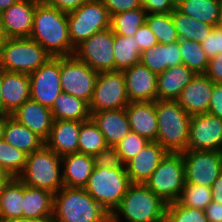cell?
I'll return each instance as SVG.
<instances>
[{
  "instance_id": "obj_28",
  "label": "cell",
  "mask_w": 222,
  "mask_h": 222,
  "mask_svg": "<svg viewBox=\"0 0 222 222\" xmlns=\"http://www.w3.org/2000/svg\"><path fill=\"white\" fill-rule=\"evenodd\" d=\"M139 62L156 74L182 64L179 41L170 44L158 43L144 50L140 53Z\"/></svg>"
},
{
  "instance_id": "obj_5",
  "label": "cell",
  "mask_w": 222,
  "mask_h": 222,
  "mask_svg": "<svg viewBox=\"0 0 222 222\" xmlns=\"http://www.w3.org/2000/svg\"><path fill=\"white\" fill-rule=\"evenodd\" d=\"M17 178L27 186L55 194L64 186L62 159L44 144L27 155L26 166Z\"/></svg>"
},
{
  "instance_id": "obj_55",
  "label": "cell",
  "mask_w": 222,
  "mask_h": 222,
  "mask_svg": "<svg viewBox=\"0 0 222 222\" xmlns=\"http://www.w3.org/2000/svg\"><path fill=\"white\" fill-rule=\"evenodd\" d=\"M20 0H0V14L8 9L12 4L19 2Z\"/></svg>"
},
{
  "instance_id": "obj_22",
  "label": "cell",
  "mask_w": 222,
  "mask_h": 222,
  "mask_svg": "<svg viewBox=\"0 0 222 222\" xmlns=\"http://www.w3.org/2000/svg\"><path fill=\"white\" fill-rule=\"evenodd\" d=\"M81 121L53 120L45 145L58 156L78 153Z\"/></svg>"
},
{
  "instance_id": "obj_56",
  "label": "cell",
  "mask_w": 222,
  "mask_h": 222,
  "mask_svg": "<svg viewBox=\"0 0 222 222\" xmlns=\"http://www.w3.org/2000/svg\"><path fill=\"white\" fill-rule=\"evenodd\" d=\"M4 72H5V70L0 65V114H2V92H1V87H2V80H3Z\"/></svg>"
},
{
  "instance_id": "obj_20",
  "label": "cell",
  "mask_w": 222,
  "mask_h": 222,
  "mask_svg": "<svg viewBox=\"0 0 222 222\" xmlns=\"http://www.w3.org/2000/svg\"><path fill=\"white\" fill-rule=\"evenodd\" d=\"M2 114L12 115L30 99L29 74L5 71L2 80Z\"/></svg>"
},
{
  "instance_id": "obj_13",
  "label": "cell",
  "mask_w": 222,
  "mask_h": 222,
  "mask_svg": "<svg viewBox=\"0 0 222 222\" xmlns=\"http://www.w3.org/2000/svg\"><path fill=\"white\" fill-rule=\"evenodd\" d=\"M113 31H100L75 48L74 56L97 72L115 71Z\"/></svg>"
},
{
  "instance_id": "obj_14",
  "label": "cell",
  "mask_w": 222,
  "mask_h": 222,
  "mask_svg": "<svg viewBox=\"0 0 222 222\" xmlns=\"http://www.w3.org/2000/svg\"><path fill=\"white\" fill-rule=\"evenodd\" d=\"M30 98L43 106L52 108L62 93L60 57H52L36 71L29 74Z\"/></svg>"
},
{
  "instance_id": "obj_59",
  "label": "cell",
  "mask_w": 222,
  "mask_h": 222,
  "mask_svg": "<svg viewBox=\"0 0 222 222\" xmlns=\"http://www.w3.org/2000/svg\"><path fill=\"white\" fill-rule=\"evenodd\" d=\"M3 39H4V37H3L2 32L0 30V51H1V44H2Z\"/></svg>"
},
{
  "instance_id": "obj_33",
  "label": "cell",
  "mask_w": 222,
  "mask_h": 222,
  "mask_svg": "<svg viewBox=\"0 0 222 222\" xmlns=\"http://www.w3.org/2000/svg\"><path fill=\"white\" fill-rule=\"evenodd\" d=\"M115 70L123 71L140 61V46L134 36L113 33Z\"/></svg>"
},
{
  "instance_id": "obj_39",
  "label": "cell",
  "mask_w": 222,
  "mask_h": 222,
  "mask_svg": "<svg viewBox=\"0 0 222 222\" xmlns=\"http://www.w3.org/2000/svg\"><path fill=\"white\" fill-rule=\"evenodd\" d=\"M27 154L11 146L4 139L0 140V168L11 177H18L24 170Z\"/></svg>"
},
{
  "instance_id": "obj_45",
  "label": "cell",
  "mask_w": 222,
  "mask_h": 222,
  "mask_svg": "<svg viewBox=\"0 0 222 222\" xmlns=\"http://www.w3.org/2000/svg\"><path fill=\"white\" fill-rule=\"evenodd\" d=\"M110 16L142 8L141 0H101Z\"/></svg>"
},
{
  "instance_id": "obj_21",
  "label": "cell",
  "mask_w": 222,
  "mask_h": 222,
  "mask_svg": "<svg viewBox=\"0 0 222 222\" xmlns=\"http://www.w3.org/2000/svg\"><path fill=\"white\" fill-rule=\"evenodd\" d=\"M11 116L36 133L44 141L48 138L53 124V116L50 108L30 98Z\"/></svg>"
},
{
  "instance_id": "obj_41",
  "label": "cell",
  "mask_w": 222,
  "mask_h": 222,
  "mask_svg": "<svg viewBox=\"0 0 222 222\" xmlns=\"http://www.w3.org/2000/svg\"><path fill=\"white\" fill-rule=\"evenodd\" d=\"M164 222H208L204 210L186 207L179 201L166 207Z\"/></svg>"
},
{
  "instance_id": "obj_6",
  "label": "cell",
  "mask_w": 222,
  "mask_h": 222,
  "mask_svg": "<svg viewBox=\"0 0 222 222\" xmlns=\"http://www.w3.org/2000/svg\"><path fill=\"white\" fill-rule=\"evenodd\" d=\"M52 56L31 38H4L0 65L8 72L31 74Z\"/></svg>"
},
{
  "instance_id": "obj_31",
  "label": "cell",
  "mask_w": 222,
  "mask_h": 222,
  "mask_svg": "<svg viewBox=\"0 0 222 222\" xmlns=\"http://www.w3.org/2000/svg\"><path fill=\"white\" fill-rule=\"evenodd\" d=\"M176 8L203 23L219 25L220 0H176Z\"/></svg>"
},
{
  "instance_id": "obj_9",
  "label": "cell",
  "mask_w": 222,
  "mask_h": 222,
  "mask_svg": "<svg viewBox=\"0 0 222 222\" xmlns=\"http://www.w3.org/2000/svg\"><path fill=\"white\" fill-rule=\"evenodd\" d=\"M69 35L76 48L97 32L111 28V16L101 0H88L67 13Z\"/></svg>"
},
{
  "instance_id": "obj_1",
  "label": "cell",
  "mask_w": 222,
  "mask_h": 222,
  "mask_svg": "<svg viewBox=\"0 0 222 222\" xmlns=\"http://www.w3.org/2000/svg\"><path fill=\"white\" fill-rule=\"evenodd\" d=\"M29 38L39 43L52 57L73 56L67 13L39 1L35 7Z\"/></svg>"
},
{
  "instance_id": "obj_15",
  "label": "cell",
  "mask_w": 222,
  "mask_h": 222,
  "mask_svg": "<svg viewBox=\"0 0 222 222\" xmlns=\"http://www.w3.org/2000/svg\"><path fill=\"white\" fill-rule=\"evenodd\" d=\"M187 150L222 152V119L209 113L191 116Z\"/></svg>"
},
{
  "instance_id": "obj_42",
  "label": "cell",
  "mask_w": 222,
  "mask_h": 222,
  "mask_svg": "<svg viewBox=\"0 0 222 222\" xmlns=\"http://www.w3.org/2000/svg\"><path fill=\"white\" fill-rule=\"evenodd\" d=\"M149 141L138 133L131 131L115 147L126 165L137 155Z\"/></svg>"
},
{
  "instance_id": "obj_16",
  "label": "cell",
  "mask_w": 222,
  "mask_h": 222,
  "mask_svg": "<svg viewBox=\"0 0 222 222\" xmlns=\"http://www.w3.org/2000/svg\"><path fill=\"white\" fill-rule=\"evenodd\" d=\"M39 1L20 0L0 14V30L4 38H29Z\"/></svg>"
},
{
  "instance_id": "obj_30",
  "label": "cell",
  "mask_w": 222,
  "mask_h": 222,
  "mask_svg": "<svg viewBox=\"0 0 222 222\" xmlns=\"http://www.w3.org/2000/svg\"><path fill=\"white\" fill-rule=\"evenodd\" d=\"M53 120L87 121L91 114L89 104L76 96L62 92L51 108Z\"/></svg>"
},
{
  "instance_id": "obj_23",
  "label": "cell",
  "mask_w": 222,
  "mask_h": 222,
  "mask_svg": "<svg viewBox=\"0 0 222 222\" xmlns=\"http://www.w3.org/2000/svg\"><path fill=\"white\" fill-rule=\"evenodd\" d=\"M90 118L103 133L108 146L115 147L130 132L125 109L98 111Z\"/></svg>"
},
{
  "instance_id": "obj_54",
  "label": "cell",
  "mask_w": 222,
  "mask_h": 222,
  "mask_svg": "<svg viewBox=\"0 0 222 222\" xmlns=\"http://www.w3.org/2000/svg\"><path fill=\"white\" fill-rule=\"evenodd\" d=\"M0 222H52V221H38L35 219H29L26 217H18V218H11V219H0Z\"/></svg>"
},
{
  "instance_id": "obj_18",
  "label": "cell",
  "mask_w": 222,
  "mask_h": 222,
  "mask_svg": "<svg viewBox=\"0 0 222 222\" xmlns=\"http://www.w3.org/2000/svg\"><path fill=\"white\" fill-rule=\"evenodd\" d=\"M213 86L206 74H196L176 101L190 116L208 113Z\"/></svg>"
},
{
  "instance_id": "obj_4",
  "label": "cell",
  "mask_w": 222,
  "mask_h": 222,
  "mask_svg": "<svg viewBox=\"0 0 222 222\" xmlns=\"http://www.w3.org/2000/svg\"><path fill=\"white\" fill-rule=\"evenodd\" d=\"M156 142L168 152L187 150L189 122L191 116L176 100H156Z\"/></svg>"
},
{
  "instance_id": "obj_27",
  "label": "cell",
  "mask_w": 222,
  "mask_h": 222,
  "mask_svg": "<svg viewBox=\"0 0 222 222\" xmlns=\"http://www.w3.org/2000/svg\"><path fill=\"white\" fill-rule=\"evenodd\" d=\"M54 194L23 184V217L52 221Z\"/></svg>"
},
{
  "instance_id": "obj_8",
  "label": "cell",
  "mask_w": 222,
  "mask_h": 222,
  "mask_svg": "<svg viewBox=\"0 0 222 222\" xmlns=\"http://www.w3.org/2000/svg\"><path fill=\"white\" fill-rule=\"evenodd\" d=\"M144 184L166 204L177 202L186 184L182 152H168Z\"/></svg>"
},
{
  "instance_id": "obj_7",
  "label": "cell",
  "mask_w": 222,
  "mask_h": 222,
  "mask_svg": "<svg viewBox=\"0 0 222 222\" xmlns=\"http://www.w3.org/2000/svg\"><path fill=\"white\" fill-rule=\"evenodd\" d=\"M131 184L126 168H94L84 189L111 215Z\"/></svg>"
},
{
  "instance_id": "obj_50",
  "label": "cell",
  "mask_w": 222,
  "mask_h": 222,
  "mask_svg": "<svg viewBox=\"0 0 222 222\" xmlns=\"http://www.w3.org/2000/svg\"><path fill=\"white\" fill-rule=\"evenodd\" d=\"M46 4L57 8L65 13H70L78 9L84 2L88 0H43Z\"/></svg>"
},
{
  "instance_id": "obj_25",
  "label": "cell",
  "mask_w": 222,
  "mask_h": 222,
  "mask_svg": "<svg viewBox=\"0 0 222 222\" xmlns=\"http://www.w3.org/2000/svg\"><path fill=\"white\" fill-rule=\"evenodd\" d=\"M61 159L64 186L69 188H84L95 168L93 156L73 153L65 155Z\"/></svg>"
},
{
  "instance_id": "obj_58",
  "label": "cell",
  "mask_w": 222,
  "mask_h": 222,
  "mask_svg": "<svg viewBox=\"0 0 222 222\" xmlns=\"http://www.w3.org/2000/svg\"><path fill=\"white\" fill-rule=\"evenodd\" d=\"M219 25L222 26V0H220V22Z\"/></svg>"
},
{
  "instance_id": "obj_47",
  "label": "cell",
  "mask_w": 222,
  "mask_h": 222,
  "mask_svg": "<svg viewBox=\"0 0 222 222\" xmlns=\"http://www.w3.org/2000/svg\"><path fill=\"white\" fill-rule=\"evenodd\" d=\"M134 37H136V42L140 46V53L158 44L156 36L153 34L146 22L138 28Z\"/></svg>"
},
{
  "instance_id": "obj_44",
  "label": "cell",
  "mask_w": 222,
  "mask_h": 222,
  "mask_svg": "<svg viewBox=\"0 0 222 222\" xmlns=\"http://www.w3.org/2000/svg\"><path fill=\"white\" fill-rule=\"evenodd\" d=\"M201 46L208 58L222 53V26H214L211 33L201 42Z\"/></svg>"
},
{
  "instance_id": "obj_37",
  "label": "cell",
  "mask_w": 222,
  "mask_h": 222,
  "mask_svg": "<svg viewBox=\"0 0 222 222\" xmlns=\"http://www.w3.org/2000/svg\"><path fill=\"white\" fill-rule=\"evenodd\" d=\"M146 23L156 36L158 43L170 44L179 41L171 13L147 14Z\"/></svg>"
},
{
  "instance_id": "obj_46",
  "label": "cell",
  "mask_w": 222,
  "mask_h": 222,
  "mask_svg": "<svg viewBox=\"0 0 222 222\" xmlns=\"http://www.w3.org/2000/svg\"><path fill=\"white\" fill-rule=\"evenodd\" d=\"M141 4L147 14L172 13L176 8V0H141Z\"/></svg>"
},
{
  "instance_id": "obj_35",
  "label": "cell",
  "mask_w": 222,
  "mask_h": 222,
  "mask_svg": "<svg viewBox=\"0 0 222 222\" xmlns=\"http://www.w3.org/2000/svg\"><path fill=\"white\" fill-rule=\"evenodd\" d=\"M108 147L103 133L90 118L83 121L79 133L78 153L94 156Z\"/></svg>"
},
{
  "instance_id": "obj_24",
  "label": "cell",
  "mask_w": 222,
  "mask_h": 222,
  "mask_svg": "<svg viewBox=\"0 0 222 222\" xmlns=\"http://www.w3.org/2000/svg\"><path fill=\"white\" fill-rule=\"evenodd\" d=\"M125 111L130 130L138 133L148 141H156L158 127L155 101L129 102Z\"/></svg>"
},
{
  "instance_id": "obj_48",
  "label": "cell",
  "mask_w": 222,
  "mask_h": 222,
  "mask_svg": "<svg viewBox=\"0 0 222 222\" xmlns=\"http://www.w3.org/2000/svg\"><path fill=\"white\" fill-rule=\"evenodd\" d=\"M208 113L222 119V83H214Z\"/></svg>"
},
{
  "instance_id": "obj_17",
  "label": "cell",
  "mask_w": 222,
  "mask_h": 222,
  "mask_svg": "<svg viewBox=\"0 0 222 222\" xmlns=\"http://www.w3.org/2000/svg\"><path fill=\"white\" fill-rule=\"evenodd\" d=\"M126 80V92L130 102H145L157 100L158 74L150 71L138 62L123 70Z\"/></svg>"
},
{
  "instance_id": "obj_29",
  "label": "cell",
  "mask_w": 222,
  "mask_h": 222,
  "mask_svg": "<svg viewBox=\"0 0 222 222\" xmlns=\"http://www.w3.org/2000/svg\"><path fill=\"white\" fill-rule=\"evenodd\" d=\"M3 139L27 155L39 150L45 144V141L36 133L7 114H5Z\"/></svg>"
},
{
  "instance_id": "obj_19",
  "label": "cell",
  "mask_w": 222,
  "mask_h": 222,
  "mask_svg": "<svg viewBox=\"0 0 222 222\" xmlns=\"http://www.w3.org/2000/svg\"><path fill=\"white\" fill-rule=\"evenodd\" d=\"M168 151L156 141H149L125 166L132 184H144Z\"/></svg>"
},
{
  "instance_id": "obj_12",
  "label": "cell",
  "mask_w": 222,
  "mask_h": 222,
  "mask_svg": "<svg viewBox=\"0 0 222 222\" xmlns=\"http://www.w3.org/2000/svg\"><path fill=\"white\" fill-rule=\"evenodd\" d=\"M186 184L211 187L222 172V152L212 150L182 151Z\"/></svg>"
},
{
  "instance_id": "obj_34",
  "label": "cell",
  "mask_w": 222,
  "mask_h": 222,
  "mask_svg": "<svg viewBox=\"0 0 222 222\" xmlns=\"http://www.w3.org/2000/svg\"><path fill=\"white\" fill-rule=\"evenodd\" d=\"M171 14L179 39L201 43L213 30L214 26L198 21L177 8Z\"/></svg>"
},
{
  "instance_id": "obj_43",
  "label": "cell",
  "mask_w": 222,
  "mask_h": 222,
  "mask_svg": "<svg viewBox=\"0 0 222 222\" xmlns=\"http://www.w3.org/2000/svg\"><path fill=\"white\" fill-rule=\"evenodd\" d=\"M93 158L95 168H126L116 147L108 146L96 153Z\"/></svg>"
},
{
  "instance_id": "obj_2",
  "label": "cell",
  "mask_w": 222,
  "mask_h": 222,
  "mask_svg": "<svg viewBox=\"0 0 222 222\" xmlns=\"http://www.w3.org/2000/svg\"><path fill=\"white\" fill-rule=\"evenodd\" d=\"M110 214L84 188L63 186L54 194L52 222H108Z\"/></svg>"
},
{
  "instance_id": "obj_11",
  "label": "cell",
  "mask_w": 222,
  "mask_h": 222,
  "mask_svg": "<svg viewBox=\"0 0 222 222\" xmlns=\"http://www.w3.org/2000/svg\"><path fill=\"white\" fill-rule=\"evenodd\" d=\"M98 73L74 55L60 57L62 92L76 96L88 104L93 96Z\"/></svg>"
},
{
  "instance_id": "obj_10",
  "label": "cell",
  "mask_w": 222,
  "mask_h": 222,
  "mask_svg": "<svg viewBox=\"0 0 222 222\" xmlns=\"http://www.w3.org/2000/svg\"><path fill=\"white\" fill-rule=\"evenodd\" d=\"M129 102L123 71L98 73L89 103L90 114L104 110L125 109Z\"/></svg>"
},
{
  "instance_id": "obj_32",
  "label": "cell",
  "mask_w": 222,
  "mask_h": 222,
  "mask_svg": "<svg viewBox=\"0 0 222 222\" xmlns=\"http://www.w3.org/2000/svg\"><path fill=\"white\" fill-rule=\"evenodd\" d=\"M18 217H23V183L12 177L0 192V219Z\"/></svg>"
},
{
  "instance_id": "obj_51",
  "label": "cell",
  "mask_w": 222,
  "mask_h": 222,
  "mask_svg": "<svg viewBox=\"0 0 222 222\" xmlns=\"http://www.w3.org/2000/svg\"><path fill=\"white\" fill-rule=\"evenodd\" d=\"M204 213L208 219V222H222V204L212 201Z\"/></svg>"
},
{
  "instance_id": "obj_49",
  "label": "cell",
  "mask_w": 222,
  "mask_h": 222,
  "mask_svg": "<svg viewBox=\"0 0 222 222\" xmlns=\"http://www.w3.org/2000/svg\"><path fill=\"white\" fill-rule=\"evenodd\" d=\"M205 74L214 83H222V53L209 59Z\"/></svg>"
},
{
  "instance_id": "obj_52",
  "label": "cell",
  "mask_w": 222,
  "mask_h": 222,
  "mask_svg": "<svg viewBox=\"0 0 222 222\" xmlns=\"http://www.w3.org/2000/svg\"><path fill=\"white\" fill-rule=\"evenodd\" d=\"M210 188L212 191V201L222 204V172Z\"/></svg>"
},
{
  "instance_id": "obj_40",
  "label": "cell",
  "mask_w": 222,
  "mask_h": 222,
  "mask_svg": "<svg viewBox=\"0 0 222 222\" xmlns=\"http://www.w3.org/2000/svg\"><path fill=\"white\" fill-rule=\"evenodd\" d=\"M212 191L210 187L197 184H185L182 195L178 200L186 207L205 210L212 202Z\"/></svg>"
},
{
  "instance_id": "obj_36",
  "label": "cell",
  "mask_w": 222,
  "mask_h": 222,
  "mask_svg": "<svg viewBox=\"0 0 222 222\" xmlns=\"http://www.w3.org/2000/svg\"><path fill=\"white\" fill-rule=\"evenodd\" d=\"M182 64L192 70L195 74H205L209 58L203 50L201 43L197 41L179 39Z\"/></svg>"
},
{
  "instance_id": "obj_3",
  "label": "cell",
  "mask_w": 222,
  "mask_h": 222,
  "mask_svg": "<svg viewBox=\"0 0 222 222\" xmlns=\"http://www.w3.org/2000/svg\"><path fill=\"white\" fill-rule=\"evenodd\" d=\"M166 207L145 184H131L108 222H164Z\"/></svg>"
},
{
  "instance_id": "obj_26",
  "label": "cell",
  "mask_w": 222,
  "mask_h": 222,
  "mask_svg": "<svg viewBox=\"0 0 222 222\" xmlns=\"http://www.w3.org/2000/svg\"><path fill=\"white\" fill-rule=\"evenodd\" d=\"M196 74L184 64L168 68L158 74L157 100H177L181 91Z\"/></svg>"
},
{
  "instance_id": "obj_53",
  "label": "cell",
  "mask_w": 222,
  "mask_h": 222,
  "mask_svg": "<svg viewBox=\"0 0 222 222\" xmlns=\"http://www.w3.org/2000/svg\"><path fill=\"white\" fill-rule=\"evenodd\" d=\"M11 178L12 177L6 171L0 168V192L3 187L11 180Z\"/></svg>"
},
{
  "instance_id": "obj_57",
  "label": "cell",
  "mask_w": 222,
  "mask_h": 222,
  "mask_svg": "<svg viewBox=\"0 0 222 222\" xmlns=\"http://www.w3.org/2000/svg\"><path fill=\"white\" fill-rule=\"evenodd\" d=\"M5 128V114H0V140L3 139Z\"/></svg>"
},
{
  "instance_id": "obj_38",
  "label": "cell",
  "mask_w": 222,
  "mask_h": 222,
  "mask_svg": "<svg viewBox=\"0 0 222 222\" xmlns=\"http://www.w3.org/2000/svg\"><path fill=\"white\" fill-rule=\"evenodd\" d=\"M147 12L143 8L129 10L111 16V29L113 33L134 36L138 28L146 22Z\"/></svg>"
}]
</instances>
